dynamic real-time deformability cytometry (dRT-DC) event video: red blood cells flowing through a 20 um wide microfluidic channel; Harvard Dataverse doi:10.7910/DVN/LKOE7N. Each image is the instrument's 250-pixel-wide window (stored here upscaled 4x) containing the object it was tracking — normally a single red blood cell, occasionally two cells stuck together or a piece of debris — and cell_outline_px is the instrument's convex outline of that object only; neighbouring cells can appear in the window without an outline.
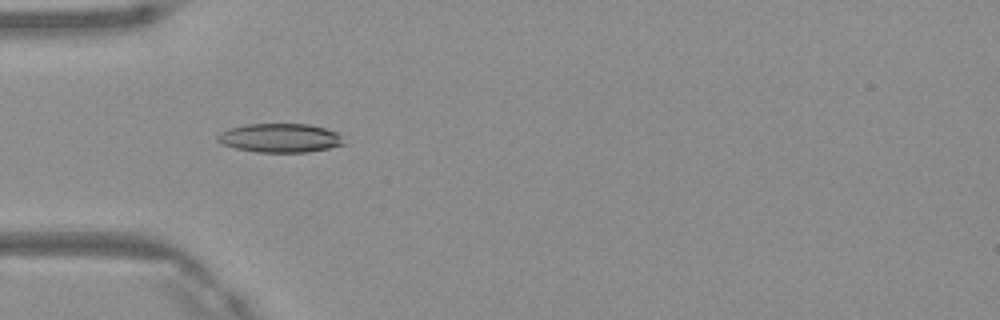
{"species": "Egyptian fruit bat (a non-hibernating species)", "species_latin": "Rousettus aegyptiacus", "temperature_condition": "warm", "stored_images_in_passage": 48, "camera_frame_rate_fps": 3000, "um_per_image_px": 0.085, "frame": {"image": 1, "passage_image": 15, "time_ms": 4.667, "image_size_px": [1000, 320], "cell_outline_px": [[344, 144], [328, 148], [308, 152], [256, 152], [236, 148], [224, 144], [216, 140], [216, 136], [220, 132], [228, 128], [248, 124], [308, 124], [324, 128], [336, 132], [340, 136]], "centroid_in_image_um": [23.76, 11.72], "position_along_channel_um": 61.2, "area_um2": 21.1}}
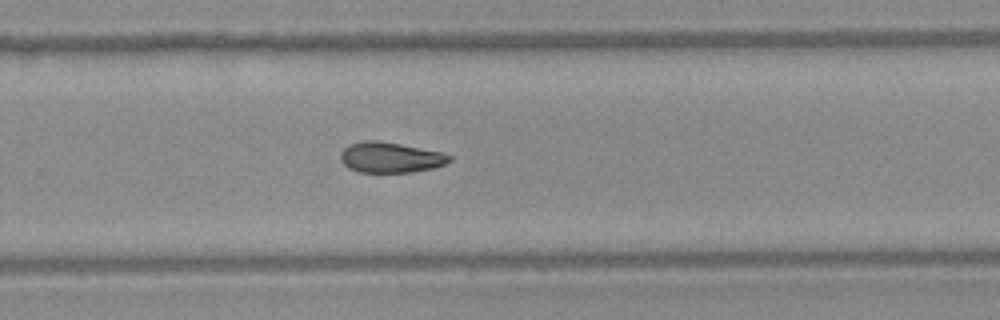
{"frame": {"image": 2, "passage_image": 32, "time_ms": 10.333, "image_size_px": [1000, 320], "cell_outline_px": [[452, 160], [444, 164], [432, 168], [412, 172], [360, 172], [348, 168], [340, 160], [340, 152], [348, 144], [364, 140], [376, 140], [400, 144], [440, 152], [452, 156]], "centroid_in_image_um": [33.14, 13.38], "position_along_channel_um": 296.7, "area_um2": 19.31}}
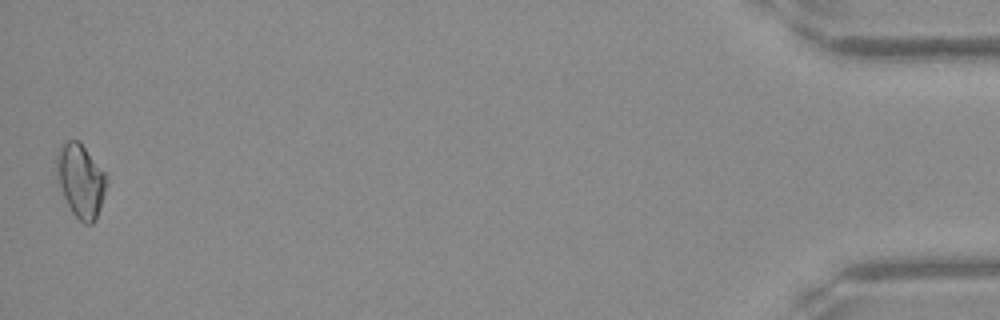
{"frame": {"image": 3, "passage_image": 48, "time_ms": 15.667, "image_size_px": [1000, 320], "cell_outline_px": [[108, 184], [96, 220], [92, 224], [84, 224], [72, 212], [64, 196], [56, 172], [56, 156], [60, 144], [68, 140], [76, 140], [84, 148], [108, 176]], "centroid_in_image_um": [6.87, 15.37], "position_along_channel_um": 428.3, "area_um2": 21.15}, "authors_computed_cell_mechanics": {"area_um2": 19.8254, "velocity_mm_per_s": 4.1909, "shape_relaxation_time_tau1_ms": null, "shape_relaxation_time_tau2_ms": 5.488, "deformation_change_tau1": null, "deformation_change_tau2": 0.1222}}